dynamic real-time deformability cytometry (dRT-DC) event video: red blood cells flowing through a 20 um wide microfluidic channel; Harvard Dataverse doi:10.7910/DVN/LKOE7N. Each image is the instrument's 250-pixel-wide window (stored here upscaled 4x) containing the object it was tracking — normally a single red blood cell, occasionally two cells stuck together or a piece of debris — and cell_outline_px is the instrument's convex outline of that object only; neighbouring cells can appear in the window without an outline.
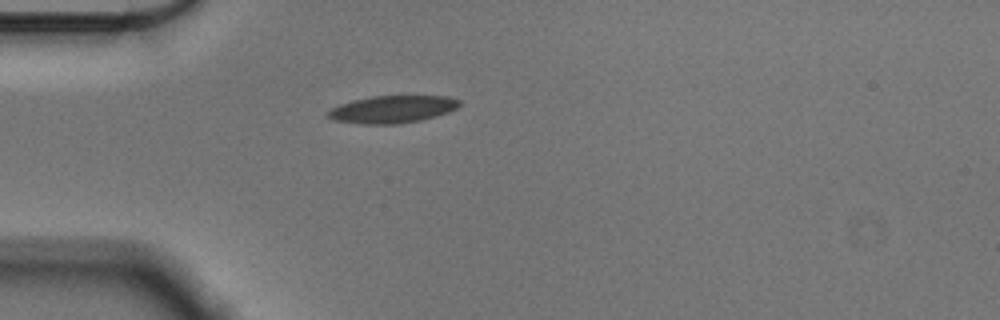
{"species": "Egyptian fruit bat (a non-hibernating species)", "species_latin": "Rousettus aegyptiacus", "temperature_condition": "cold", "stored_images_in_passage": 41, "camera_frame_rate_fps": 3000, "um_per_image_px": 0.085, "animal": {"sex": "male"}, "frame": {"image": 1, "passage_image": 1, "time_ms": 0.0, "image_size_px": [1000, 320], "cell_outline_px": [[460, 104], [456, 108], [448, 112], [436, 116], [420, 120], [396, 124], [364, 124], [332, 120], [328, 116], [328, 112], [332, 108], [340, 104], [352, 100], [372, 96], [448, 96], [460, 100]], "centroid_in_image_um": [33.35, 9.28], "position_along_channel_um": 51.6, "area_um2": 20.87}}
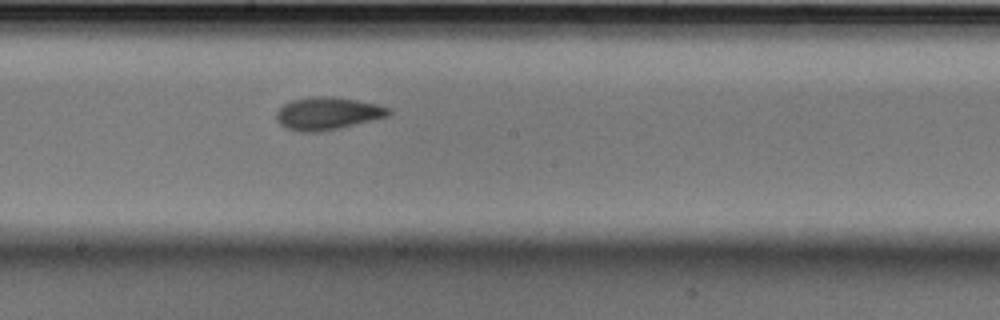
{"frame": {"image": 2, "passage_image": 16, "time_ms": 5.0, "image_size_px": [1000, 320], "cell_outline_px": [[392, 112], [388, 116], [372, 120], [336, 128], [316, 132], [296, 132], [280, 124], [276, 120], [276, 112], [284, 104], [292, 100], [308, 96], [332, 96], [356, 100], [376, 104], [388, 108]], "centroid_in_image_um": [27.8, 9.63], "position_along_channel_um": 220.4, "area_um2": 21.15}}
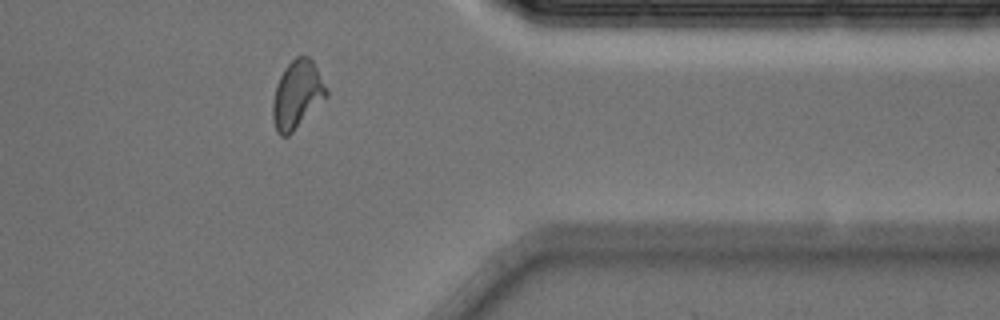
{"frame": {"image": 3, "passage_image": 31, "time_ms": 10.0, "image_size_px": [1000, 320], "cell_outline_px": [[328, 96], [288, 136], [280, 136], [276, 132], [272, 120], [272, 100], [276, 84], [284, 68], [296, 56], [308, 56], [312, 60], [328, 92]], "centroid_in_image_um": [25.22, 8.06], "position_along_channel_um": 386.2, "area_um2": 21.15}, "authors_computed_cell_mechanics": {"area_um2": 20.3456, "velocity_mm_per_s": 3.5678, "shape_relaxation_time_tau1_ms": 6.9019, "shape_relaxation_time_tau2_ms": 2.2096, "deformation_change_tau1": 0.1792, "deformation_change_tau2": 0.0818}}